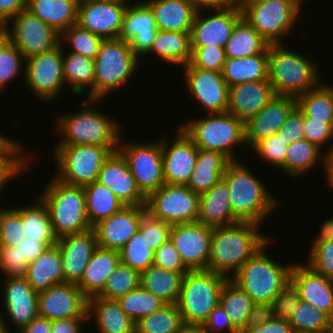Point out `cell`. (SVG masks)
Here are the masks:
<instances>
[{
  "label": "cell",
  "mask_w": 333,
  "mask_h": 333,
  "mask_svg": "<svg viewBox=\"0 0 333 333\" xmlns=\"http://www.w3.org/2000/svg\"><path fill=\"white\" fill-rule=\"evenodd\" d=\"M264 1L268 0H231V4L242 13L247 7Z\"/></svg>",
  "instance_id": "2a66077c"
},
{
  "label": "cell",
  "mask_w": 333,
  "mask_h": 333,
  "mask_svg": "<svg viewBox=\"0 0 333 333\" xmlns=\"http://www.w3.org/2000/svg\"><path fill=\"white\" fill-rule=\"evenodd\" d=\"M139 60L128 42L103 40L94 59V100L103 101L110 92L126 85L138 72Z\"/></svg>",
  "instance_id": "9c48e42d"
},
{
  "label": "cell",
  "mask_w": 333,
  "mask_h": 333,
  "mask_svg": "<svg viewBox=\"0 0 333 333\" xmlns=\"http://www.w3.org/2000/svg\"><path fill=\"white\" fill-rule=\"evenodd\" d=\"M247 167L240 160L231 161L222 179L229 188L233 215L240 222L261 225L278 207L279 200L268 191L266 183L263 184L252 169Z\"/></svg>",
  "instance_id": "277c9868"
},
{
  "label": "cell",
  "mask_w": 333,
  "mask_h": 333,
  "mask_svg": "<svg viewBox=\"0 0 333 333\" xmlns=\"http://www.w3.org/2000/svg\"><path fill=\"white\" fill-rule=\"evenodd\" d=\"M3 313H0V333H12L10 330H9V326L8 323L3 319V316L1 315Z\"/></svg>",
  "instance_id": "979ff035"
},
{
  "label": "cell",
  "mask_w": 333,
  "mask_h": 333,
  "mask_svg": "<svg viewBox=\"0 0 333 333\" xmlns=\"http://www.w3.org/2000/svg\"><path fill=\"white\" fill-rule=\"evenodd\" d=\"M191 120L181 123L180 127L199 149L217 151L230 161H238L239 156L234 155V149L237 145L247 147L243 120L228 111Z\"/></svg>",
  "instance_id": "52a82bcc"
},
{
  "label": "cell",
  "mask_w": 333,
  "mask_h": 333,
  "mask_svg": "<svg viewBox=\"0 0 333 333\" xmlns=\"http://www.w3.org/2000/svg\"><path fill=\"white\" fill-rule=\"evenodd\" d=\"M311 57L284 44H269L268 79L276 95L297 98L323 81L319 65Z\"/></svg>",
  "instance_id": "5b68a950"
},
{
  "label": "cell",
  "mask_w": 333,
  "mask_h": 333,
  "mask_svg": "<svg viewBox=\"0 0 333 333\" xmlns=\"http://www.w3.org/2000/svg\"><path fill=\"white\" fill-rule=\"evenodd\" d=\"M0 208V246H17L29 262L56 245L47 205L37 196L31 205Z\"/></svg>",
  "instance_id": "6da1fadb"
},
{
  "label": "cell",
  "mask_w": 333,
  "mask_h": 333,
  "mask_svg": "<svg viewBox=\"0 0 333 333\" xmlns=\"http://www.w3.org/2000/svg\"><path fill=\"white\" fill-rule=\"evenodd\" d=\"M52 156L57 168L56 179L72 186H86L98 180L104 161L118 147L97 145L53 146Z\"/></svg>",
  "instance_id": "8fae6325"
},
{
  "label": "cell",
  "mask_w": 333,
  "mask_h": 333,
  "mask_svg": "<svg viewBox=\"0 0 333 333\" xmlns=\"http://www.w3.org/2000/svg\"><path fill=\"white\" fill-rule=\"evenodd\" d=\"M327 159L328 155L323 153V149L304 138L288 145L285 162L279 171H282V174L290 175L293 179L301 178L321 162L324 173H326Z\"/></svg>",
  "instance_id": "74e56055"
},
{
  "label": "cell",
  "mask_w": 333,
  "mask_h": 333,
  "mask_svg": "<svg viewBox=\"0 0 333 333\" xmlns=\"http://www.w3.org/2000/svg\"><path fill=\"white\" fill-rule=\"evenodd\" d=\"M277 135L282 137L286 144L304 139V115L298 107L290 113L286 122L278 130Z\"/></svg>",
  "instance_id": "03108f58"
},
{
  "label": "cell",
  "mask_w": 333,
  "mask_h": 333,
  "mask_svg": "<svg viewBox=\"0 0 333 333\" xmlns=\"http://www.w3.org/2000/svg\"><path fill=\"white\" fill-rule=\"evenodd\" d=\"M4 28V35L25 59L50 51L60 44V33L27 9L19 12Z\"/></svg>",
  "instance_id": "2e32d148"
},
{
  "label": "cell",
  "mask_w": 333,
  "mask_h": 333,
  "mask_svg": "<svg viewBox=\"0 0 333 333\" xmlns=\"http://www.w3.org/2000/svg\"><path fill=\"white\" fill-rule=\"evenodd\" d=\"M197 221L212 228L240 222L232 213L229 188L223 179L200 194Z\"/></svg>",
  "instance_id": "4dcf8cb0"
},
{
  "label": "cell",
  "mask_w": 333,
  "mask_h": 333,
  "mask_svg": "<svg viewBox=\"0 0 333 333\" xmlns=\"http://www.w3.org/2000/svg\"><path fill=\"white\" fill-rule=\"evenodd\" d=\"M226 279V276L208 270L189 271L184 275L176 305L185 326H203L219 304Z\"/></svg>",
  "instance_id": "30bf717a"
},
{
  "label": "cell",
  "mask_w": 333,
  "mask_h": 333,
  "mask_svg": "<svg viewBox=\"0 0 333 333\" xmlns=\"http://www.w3.org/2000/svg\"><path fill=\"white\" fill-rule=\"evenodd\" d=\"M325 174L327 185L333 190V155L328 156Z\"/></svg>",
  "instance_id": "b9fcfbb0"
},
{
  "label": "cell",
  "mask_w": 333,
  "mask_h": 333,
  "mask_svg": "<svg viewBox=\"0 0 333 333\" xmlns=\"http://www.w3.org/2000/svg\"><path fill=\"white\" fill-rule=\"evenodd\" d=\"M274 239H270L231 277L252 299L259 304H272L290 282L293 263L284 266L267 254ZM275 260V261H274Z\"/></svg>",
  "instance_id": "8992f818"
},
{
  "label": "cell",
  "mask_w": 333,
  "mask_h": 333,
  "mask_svg": "<svg viewBox=\"0 0 333 333\" xmlns=\"http://www.w3.org/2000/svg\"><path fill=\"white\" fill-rule=\"evenodd\" d=\"M286 141L273 134L270 137L258 141L250 150L255 151L266 162L272 163L277 170L284 164L288 152Z\"/></svg>",
  "instance_id": "6f0895ef"
},
{
  "label": "cell",
  "mask_w": 333,
  "mask_h": 333,
  "mask_svg": "<svg viewBox=\"0 0 333 333\" xmlns=\"http://www.w3.org/2000/svg\"><path fill=\"white\" fill-rule=\"evenodd\" d=\"M290 282L300 299L326 313L333 320V280L316 272L306 262H294Z\"/></svg>",
  "instance_id": "4316f807"
},
{
  "label": "cell",
  "mask_w": 333,
  "mask_h": 333,
  "mask_svg": "<svg viewBox=\"0 0 333 333\" xmlns=\"http://www.w3.org/2000/svg\"><path fill=\"white\" fill-rule=\"evenodd\" d=\"M5 26L0 22V39L4 36Z\"/></svg>",
  "instance_id": "deb4b68c"
},
{
  "label": "cell",
  "mask_w": 333,
  "mask_h": 333,
  "mask_svg": "<svg viewBox=\"0 0 333 333\" xmlns=\"http://www.w3.org/2000/svg\"><path fill=\"white\" fill-rule=\"evenodd\" d=\"M24 149L21 142H17L14 138L5 136L0 141V192L6 183L28 170L30 155L25 154Z\"/></svg>",
  "instance_id": "7dc6e473"
},
{
  "label": "cell",
  "mask_w": 333,
  "mask_h": 333,
  "mask_svg": "<svg viewBox=\"0 0 333 333\" xmlns=\"http://www.w3.org/2000/svg\"><path fill=\"white\" fill-rule=\"evenodd\" d=\"M79 0H27L26 9L62 33L77 23Z\"/></svg>",
  "instance_id": "8d00e7d4"
},
{
  "label": "cell",
  "mask_w": 333,
  "mask_h": 333,
  "mask_svg": "<svg viewBox=\"0 0 333 333\" xmlns=\"http://www.w3.org/2000/svg\"><path fill=\"white\" fill-rule=\"evenodd\" d=\"M98 182L106 186L124 206H146L147 197L140 191L126 159L119 151L104 161Z\"/></svg>",
  "instance_id": "cb8c5ba5"
},
{
  "label": "cell",
  "mask_w": 333,
  "mask_h": 333,
  "mask_svg": "<svg viewBox=\"0 0 333 333\" xmlns=\"http://www.w3.org/2000/svg\"><path fill=\"white\" fill-rule=\"evenodd\" d=\"M293 328L288 320L273 318L270 322L254 329L250 333H293Z\"/></svg>",
  "instance_id": "8c879c8a"
},
{
  "label": "cell",
  "mask_w": 333,
  "mask_h": 333,
  "mask_svg": "<svg viewBox=\"0 0 333 333\" xmlns=\"http://www.w3.org/2000/svg\"><path fill=\"white\" fill-rule=\"evenodd\" d=\"M199 196L187 185L165 183L147 197V212L171 225L195 222L199 216Z\"/></svg>",
  "instance_id": "9a60e30c"
},
{
  "label": "cell",
  "mask_w": 333,
  "mask_h": 333,
  "mask_svg": "<svg viewBox=\"0 0 333 333\" xmlns=\"http://www.w3.org/2000/svg\"><path fill=\"white\" fill-rule=\"evenodd\" d=\"M230 162L220 152L198 148L194 171L186 185L199 195L208 191L222 180Z\"/></svg>",
  "instance_id": "d590c367"
},
{
  "label": "cell",
  "mask_w": 333,
  "mask_h": 333,
  "mask_svg": "<svg viewBox=\"0 0 333 333\" xmlns=\"http://www.w3.org/2000/svg\"><path fill=\"white\" fill-rule=\"evenodd\" d=\"M25 278L37 293L46 291L54 284L65 282L62 258L57 244L49 247L29 263Z\"/></svg>",
  "instance_id": "e575fe53"
},
{
  "label": "cell",
  "mask_w": 333,
  "mask_h": 333,
  "mask_svg": "<svg viewBox=\"0 0 333 333\" xmlns=\"http://www.w3.org/2000/svg\"><path fill=\"white\" fill-rule=\"evenodd\" d=\"M179 333H207L202 327L185 326Z\"/></svg>",
  "instance_id": "09005b40"
},
{
  "label": "cell",
  "mask_w": 333,
  "mask_h": 333,
  "mask_svg": "<svg viewBox=\"0 0 333 333\" xmlns=\"http://www.w3.org/2000/svg\"><path fill=\"white\" fill-rule=\"evenodd\" d=\"M27 0H0V22L5 26L19 12L26 9Z\"/></svg>",
  "instance_id": "2644e50d"
},
{
  "label": "cell",
  "mask_w": 333,
  "mask_h": 333,
  "mask_svg": "<svg viewBox=\"0 0 333 333\" xmlns=\"http://www.w3.org/2000/svg\"><path fill=\"white\" fill-rule=\"evenodd\" d=\"M289 323L297 332L330 333L333 329V320L326 313L302 300Z\"/></svg>",
  "instance_id": "681fc988"
},
{
  "label": "cell",
  "mask_w": 333,
  "mask_h": 333,
  "mask_svg": "<svg viewBox=\"0 0 333 333\" xmlns=\"http://www.w3.org/2000/svg\"><path fill=\"white\" fill-rule=\"evenodd\" d=\"M306 263L316 272L333 280V239L312 243Z\"/></svg>",
  "instance_id": "680465c9"
},
{
  "label": "cell",
  "mask_w": 333,
  "mask_h": 333,
  "mask_svg": "<svg viewBox=\"0 0 333 333\" xmlns=\"http://www.w3.org/2000/svg\"><path fill=\"white\" fill-rule=\"evenodd\" d=\"M188 94L206 110L205 114L228 111L229 86L222 72L197 67H182Z\"/></svg>",
  "instance_id": "d6986e66"
},
{
  "label": "cell",
  "mask_w": 333,
  "mask_h": 333,
  "mask_svg": "<svg viewBox=\"0 0 333 333\" xmlns=\"http://www.w3.org/2000/svg\"><path fill=\"white\" fill-rule=\"evenodd\" d=\"M146 206H124L119 212L100 221L93 229L98 246L120 251L138 231Z\"/></svg>",
  "instance_id": "484cf974"
},
{
  "label": "cell",
  "mask_w": 333,
  "mask_h": 333,
  "mask_svg": "<svg viewBox=\"0 0 333 333\" xmlns=\"http://www.w3.org/2000/svg\"><path fill=\"white\" fill-rule=\"evenodd\" d=\"M103 39L87 29L74 24L60 34V43L67 42L68 51L95 59Z\"/></svg>",
  "instance_id": "db71d44e"
},
{
  "label": "cell",
  "mask_w": 333,
  "mask_h": 333,
  "mask_svg": "<svg viewBox=\"0 0 333 333\" xmlns=\"http://www.w3.org/2000/svg\"><path fill=\"white\" fill-rule=\"evenodd\" d=\"M170 240L190 270H207L211 253L212 227L198 221L172 225Z\"/></svg>",
  "instance_id": "ac0fdd59"
},
{
  "label": "cell",
  "mask_w": 333,
  "mask_h": 333,
  "mask_svg": "<svg viewBox=\"0 0 333 333\" xmlns=\"http://www.w3.org/2000/svg\"><path fill=\"white\" fill-rule=\"evenodd\" d=\"M17 333H51V320L37 316Z\"/></svg>",
  "instance_id": "753ad0ef"
},
{
  "label": "cell",
  "mask_w": 333,
  "mask_h": 333,
  "mask_svg": "<svg viewBox=\"0 0 333 333\" xmlns=\"http://www.w3.org/2000/svg\"><path fill=\"white\" fill-rule=\"evenodd\" d=\"M197 10L203 9L209 12L210 9H219L231 4V0H186Z\"/></svg>",
  "instance_id": "34e18365"
},
{
  "label": "cell",
  "mask_w": 333,
  "mask_h": 333,
  "mask_svg": "<svg viewBox=\"0 0 333 333\" xmlns=\"http://www.w3.org/2000/svg\"><path fill=\"white\" fill-rule=\"evenodd\" d=\"M88 317H74L67 319H57L51 321V333H82V325L88 322ZM83 326V327H82Z\"/></svg>",
  "instance_id": "89a4df30"
},
{
  "label": "cell",
  "mask_w": 333,
  "mask_h": 333,
  "mask_svg": "<svg viewBox=\"0 0 333 333\" xmlns=\"http://www.w3.org/2000/svg\"><path fill=\"white\" fill-rule=\"evenodd\" d=\"M296 107V98L275 94L261 111L245 122L247 148L251 149L258 141L277 134Z\"/></svg>",
  "instance_id": "83f0119b"
},
{
  "label": "cell",
  "mask_w": 333,
  "mask_h": 333,
  "mask_svg": "<svg viewBox=\"0 0 333 333\" xmlns=\"http://www.w3.org/2000/svg\"><path fill=\"white\" fill-rule=\"evenodd\" d=\"M56 244L62 258L65 282L77 284L98 247L95 230L92 228L83 233L62 236Z\"/></svg>",
  "instance_id": "f1b7e54d"
},
{
  "label": "cell",
  "mask_w": 333,
  "mask_h": 333,
  "mask_svg": "<svg viewBox=\"0 0 333 333\" xmlns=\"http://www.w3.org/2000/svg\"><path fill=\"white\" fill-rule=\"evenodd\" d=\"M319 229L320 232L312 243L333 239V217L327 218V220L323 221Z\"/></svg>",
  "instance_id": "11e5206c"
},
{
  "label": "cell",
  "mask_w": 333,
  "mask_h": 333,
  "mask_svg": "<svg viewBox=\"0 0 333 333\" xmlns=\"http://www.w3.org/2000/svg\"><path fill=\"white\" fill-rule=\"evenodd\" d=\"M121 263L142 273L153 265L155 251L145 241L144 235L137 231L119 251Z\"/></svg>",
  "instance_id": "816d5d0a"
},
{
  "label": "cell",
  "mask_w": 333,
  "mask_h": 333,
  "mask_svg": "<svg viewBox=\"0 0 333 333\" xmlns=\"http://www.w3.org/2000/svg\"><path fill=\"white\" fill-rule=\"evenodd\" d=\"M275 96L269 79L229 87L228 112L246 122Z\"/></svg>",
  "instance_id": "f546056e"
},
{
  "label": "cell",
  "mask_w": 333,
  "mask_h": 333,
  "mask_svg": "<svg viewBox=\"0 0 333 333\" xmlns=\"http://www.w3.org/2000/svg\"><path fill=\"white\" fill-rule=\"evenodd\" d=\"M304 138L321 149L330 142V148L328 147V151L326 148L325 153L333 155V127L325 123V120H312L304 116Z\"/></svg>",
  "instance_id": "94428289"
},
{
  "label": "cell",
  "mask_w": 333,
  "mask_h": 333,
  "mask_svg": "<svg viewBox=\"0 0 333 333\" xmlns=\"http://www.w3.org/2000/svg\"><path fill=\"white\" fill-rule=\"evenodd\" d=\"M222 75L229 87L268 79V48L245 58H227Z\"/></svg>",
  "instance_id": "ab89813d"
},
{
  "label": "cell",
  "mask_w": 333,
  "mask_h": 333,
  "mask_svg": "<svg viewBox=\"0 0 333 333\" xmlns=\"http://www.w3.org/2000/svg\"><path fill=\"white\" fill-rule=\"evenodd\" d=\"M300 300L298 290L289 282L273 300L272 306L275 318L289 321Z\"/></svg>",
  "instance_id": "e7e4bbea"
},
{
  "label": "cell",
  "mask_w": 333,
  "mask_h": 333,
  "mask_svg": "<svg viewBox=\"0 0 333 333\" xmlns=\"http://www.w3.org/2000/svg\"><path fill=\"white\" fill-rule=\"evenodd\" d=\"M184 275L168 271L154 264L140 273V286L166 304H176L180 295Z\"/></svg>",
  "instance_id": "b9f144b4"
},
{
  "label": "cell",
  "mask_w": 333,
  "mask_h": 333,
  "mask_svg": "<svg viewBox=\"0 0 333 333\" xmlns=\"http://www.w3.org/2000/svg\"><path fill=\"white\" fill-rule=\"evenodd\" d=\"M120 136L118 151L126 159L140 191L148 197L165 184L161 140L142 143L123 141Z\"/></svg>",
  "instance_id": "5bb4252c"
},
{
  "label": "cell",
  "mask_w": 333,
  "mask_h": 333,
  "mask_svg": "<svg viewBox=\"0 0 333 333\" xmlns=\"http://www.w3.org/2000/svg\"><path fill=\"white\" fill-rule=\"evenodd\" d=\"M129 1L79 0L77 23L105 39H118Z\"/></svg>",
  "instance_id": "e0dca14e"
},
{
  "label": "cell",
  "mask_w": 333,
  "mask_h": 333,
  "mask_svg": "<svg viewBox=\"0 0 333 333\" xmlns=\"http://www.w3.org/2000/svg\"><path fill=\"white\" fill-rule=\"evenodd\" d=\"M136 3L126 7L119 39L128 42L141 59L150 50L158 29L151 7L145 1Z\"/></svg>",
  "instance_id": "d4e9b609"
},
{
  "label": "cell",
  "mask_w": 333,
  "mask_h": 333,
  "mask_svg": "<svg viewBox=\"0 0 333 333\" xmlns=\"http://www.w3.org/2000/svg\"><path fill=\"white\" fill-rule=\"evenodd\" d=\"M156 54L172 65L186 66L191 59L190 32L158 30L150 50L145 56Z\"/></svg>",
  "instance_id": "f35d334b"
},
{
  "label": "cell",
  "mask_w": 333,
  "mask_h": 333,
  "mask_svg": "<svg viewBox=\"0 0 333 333\" xmlns=\"http://www.w3.org/2000/svg\"><path fill=\"white\" fill-rule=\"evenodd\" d=\"M293 333H307V332H297V331H294Z\"/></svg>",
  "instance_id": "b62a3aed"
},
{
  "label": "cell",
  "mask_w": 333,
  "mask_h": 333,
  "mask_svg": "<svg viewBox=\"0 0 333 333\" xmlns=\"http://www.w3.org/2000/svg\"><path fill=\"white\" fill-rule=\"evenodd\" d=\"M202 328L207 333H220L223 330L227 333H240L232 324L225 309L218 304L209 314L208 319Z\"/></svg>",
  "instance_id": "003e7915"
},
{
  "label": "cell",
  "mask_w": 333,
  "mask_h": 333,
  "mask_svg": "<svg viewBox=\"0 0 333 333\" xmlns=\"http://www.w3.org/2000/svg\"><path fill=\"white\" fill-rule=\"evenodd\" d=\"M219 304L225 309L233 326L240 332L255 303L237 283L227 278L220 293Z\"/></svg>",
  "instance_id": "bcb514c9"
},
{
  "label": "cell",
  "mask_w": 333,
  "mask_h": 333,
  "mask_svg": "<svg viewBox=\"0 0 333 333\" xmlns=\"http://www.w3.org/2000/svg\"><path fill=\"white\" fill-rule=\"evenodd\" d=\"M152 9L158 30L191 32L197 9L186 0H144Z\"/></svg>",
  "instance_id": "836d02e7"
},
{
  "label": "cell",
  "mask_w": 333,
  "mask_h": 333,
  "mask_svg": "<svg viewBox=\"0 0 333 333\" xmlns=\"http://www.w3.org/2000/svg\"><path fill=\"white\" fill-rule=\"evenodd\" d=\"M88 321L95 320L98 333H135V322L115 299L94 296L88 299Z\"/></svg>",
  "instance_id": "d6a6232c"
},
{
  "label": "cell",
  "mask_w": 333,
  "mask_h": 333,
  "mask_svg": "<svg viewBox=\"0 0 333 333\" xmlns=\"http://www.w3.org/2000/svg\"><path fill=\"white\" fill-rule=\"evenodd\" d=\"M153 264L168 271L185 275L190 270L185 266L180 254L169 239L164 242L154 254Z\"/></svg>",
  "instance_id": "be15d7a7"
},
{
  "label": "cell",
  "mask_w": 333,
  "mask_h": 333,
  "mask_svg": "<svg viewBox=\"0 0 333 333\" xmlns=\"http://www.w3.org/2000/svg\"><path fill=\"white\" fill-rule=\"evenodd\" d=\"M120 263L119 251L98 246L76 285L88 299L98 296L103 291L108 276Z\"/></svg>",
  "instance_id": "1f68e13d"
},
{
  "label": "cell",
  "mask_w": 333,
  "mask_h": 333,
  "mask_svg": "<svg viewBox=\"0 0 333 333\" xmlns=\"http://www.w3.org/2000/svg\"><path fill=\"white\" fill-rule=\"evenodd\" d=\"M17 246H0V270L2 277H25L29 265Z\"/></svg>",
  "instance_id": "6125c7cd"
},
{
  "label": "cell",
  "mask_w": 333,
  "mask_h": 333,
  "mask_svg": "<svg viewBox=\"0 0 333 333\" xmlns=\"http://www.w3.org/2000/svg\"><path fill=\"white\" fill-rule=\"evenodd\" d=\"M5 137V135H3V133H1L0 131V141Z\"/></svg>",
  "instance_id": "67dfc351"
},
{
  "label": "cell",
  "mask_w": 333,
  "mask_h": 333,
  "mask_svg": "<svg viewBox=\"0 0 333 333\" xmlns=\"http://www.w3.org/2000/svg\"><path fill=\"white\" fill-rule=\"evenodd\" d=\"M88 298L74 283L54 284L38 293V316L49 320L88 317Z\"/></svg>",
  "instance_id": "7402d4cb"
},
{
  "label": "cell",
  "mask_w": 333,
  "mask_h": 333,
  "mask_svg": "<svg viewBox=\"0 0 333 333\" xmlns=\"http://www.w3.org/2000/svg\"><path fill=\"white\" fill-rule=\"evenodd\" d=\"M0 288L1 303L5 311L3 319H8L18 332L38 316V293L29 285L25 277H3ZM7 317V318H4Z\"/></svg>",
  "instance_id": "44dd1931"
},
{
  "label": "cell",
  "mask_w": 333,
  "mask_h": 333,
  "mask_svg": "<svg viewBox=\"0 0 333 333\" xmlns=\"http://www.w3.org/2000/svg\"><path fill=\"white\" fill-rule=\"evenodd\" d=\"M274 317L275 315L272 304L256 303L253 305L244 328L240 331V333H250L259 326L270 322Z\"/></svg>",
  "instance_id": "a7ac6f4b"
},
{
  "label": "cell",
  "mask_w": 333,
  "mask_h": 333,
  "mask_svg": "<svg viewBox=\"0 0 333 333\" xmlns=\"http://www.w3.org/2000/svg\"><path fill=\"white\" fill-rule=\"evenodd\" d=\"M84 192L87 218L92 228L124 207L120 200L98 181L84 186Z\"/></svg>",
  "instance_id": "ee69618b"
},
{
  "label": "cell",
  "mask_w": 333,
  "mask_h": 333,
  "mask_svg": "<svg viewBox=\"0 0 333 333\" xmlns=\"http://www.w3.org/2000/svg\"><path fill=\"white\" fill-rule=\"evenodd\" d=\"M298 109L312 120H325L333 127V86L320 82L296 98Z\"/></svg>",
  "instance_id": "f6af8a7d"
},
{
  "label": "cell",
  "mask_w": 333,
  "mask_h": 333,
  "mask_svg": "<svg viewBox=\"0 0 333 333\" xmlns=\"http://www.w3.org/2000/svg\"><path fill=\"white\" fill-rule=\"evenodd\" d=\"M303 0H268L247 7L242 17L269 43L283 44L297 23ZM301 12V13H300ZM300 15V16H299ZM291 31V32H290Z\"/></svg>",
  "instance_id": "7c38bea8"
},
{
  "label": "cell",
  "mask_w": 333,
  "mask_h": 333,
  "mask_svg": "<svg viewBox=\"0 0 333 333\" xmlns=\"http://www.w3.org/2000/svg\"><path fill=\"white\" fill-rule=\"evenodd\" d=\"M59 44L54 49L33 55L25 60L22 76L35 98L50 103L62 94L66 83L63 76V49Z\"/></svg>",
  "instance_id": "4fadbf2b"
},
{
  "label": "cell",
  "mask_w": 333,
  "mask_h": 333,
  "mask_svg": "<svg viewBox=\"0 0 333 333\" xmlns=\"http://www.w3.org/2000/svg\"><path fill=\"white\" fill-rule=\"evenodd\" d=\"M176 131L172 144L167 138L161 139L164 182L186 185L194 171L198 147L180 126Z\"/></svg>",
  "instance_id": "603a6c76"
},
{
  "label": "cell",
  "mask_w": 333,
  "mask_h": 333,
  "mask_svg": "<svg viewBox=\"0 0 333 333\" xmlns=\"http://www.w3.org/2000/svg\"><path fill=\"white\" fill-rule=\"evenodd\" d=\"M139 286L140 273L120 263L115 271L108 276L105 287L98 296L117 300Z\"/></svg>",
  "instance_id": "f5cc1de1"
},
{
  "label": "cell",
  "mask_w": 333,
  "mask_h": 333,
  "mask_svg": "<svg viewBox=\"0 0 333 333\" xmlns=\"http://www.w3.org/2000/svg\"><path fill=\"white\" fill-rule=\"evenodd\" d=\"M210 11L209 15L204 14L203 9L197 11L190 32L191 46L224 48L236 23L242 18V13L232 4Z\"/></svg>",
  "instance_id": "ffe728a7"
},
{
  "label": "cell",
  "mask_w": 333,
  "mask_h": 333,
  "mask_svg": "<svg viewBox=\"0 0 333 333\" xmlns=\"http://www.w3.org/2000/svg\"><path fill=\"white\" fill-rule=\"evenodd\" d=\"M259 224L238 222L212 228L208 271L231 278L271 238L262 234Z\"/></svg>",
  "instance_id": "7a4b0ae2"
},
{
  "label": "cell",
  "mask_w": 333,
  "mask_h": 333,
  "mask_svg": "<svg viewBox=\"0 0 333 333\" xmlns=\"http://www.w3.org/2000/svg\"><path fill=\"white\" fill-rule=\"evenodd\" d=\"M269 43L242 17L224 47L226 58H245L263 53Z\"/></svg>",
  "instance_id": "7bdbcfd3"
},
{
  "label": "cell",
  "mask_w": 333,
  "mask_h": 333,
  "mask_svg": "<svg viewBox=\"0 0 333 333\" xmlns=\"http://www.w3.org/2000/svg\"><path fill=\"white\" fill-rule=\"evenodd\" d=\"M225 49L219 46H191L190 62L183 67H197L222 72L226 62Z\"/></svg>",
  "instance_id": "9f6ffc18"
},
{
  "label": "cell",
  "mask_w": 333,
  "mask_h": 333,
  "mask_svg": "<svg viewBox=\"0 0 333 333\" xmlns=\"http://www.w3.org/2000/svg\"><path fill=\"white\" fill-rule=\"evenodd\" d=\"M101 100L87 99L79 103L81 109L75 113H63L56 118L55 131L61 134L55 146L97 145L118 147L121 125L118 120L110 118L97 106ZM95 107V108H94ZM63 135V136H62Z\"/></svg>",
  "instance_id": "3957f363"
},
{
  "label": "cell",
  "mask_w": 333,
  "mask_h": 333,
  "mask_svg": "<svg viewBox=\"0 0 333 333\" xmlns=\"http://www.w3.org/2000/svg\"><path fill=\"white\" fill-rule=\"evenodd\" d=\"M185 324L176 304H165L135 323V333H179Z\"/></svg>",
  "instance_id": "c3c4849f"
},
{
  "label": "cell",
  "mask_w": 333,
  "mask_h": 333,
  "mask_svg": "<svg viewBox=\"0 0 333 333\" xmlns=\"http://www.w3.org/2000/svg\"><path fill=\"white\" fill-rule=\"evenodd\" d=\"M63 52V76L71 92L80 96L87 93V99H94V59L73 52ZM86 87L88 92L86 91Z\"/></svg>",
  "instance_id": "60d3db41"
},
{
  "label": "cell",
  "mask_w": 333,
  "mask_h": 333,
  "mask_svg": "<svg viewBox=\"0 0 333 333\" xmlns=\"http://www.w3.org/2000/svg\"><path fill=\"white\" fill-rule=\"evenodd\" d=\"M25 60L17 47L4 35L0 39V91L22 74Z\"/></svg>",
  "instance_id": "11a10c76"
},
{
  "label": "cell",
  "mask_w": 333,
  "mask_h": 333,
  "mask_svg": "<svg viewBox=\"0 0 333 333\" xmlns=\"http://www.w3.org/2000/svg\"><path fill=\"white\" fill-rule=\"evenodd\" d=\"M172 225L152 217L148 212L143 216L138 231L144 235L149 247L156 251L170 239Z\"/></svg>",
  "instance_id": "91938a15"
},
{
  "label": "cell",
  "mask_w": 333,
  "mask_h": 333,
  "mask_svg": "<svg viewBox=\"0 0 333 333\" xmlns=\"http://www.w3.org/2000/svg\"><path fill=\"white\" fill-rule=\"evenodd\" d=\"M117 301L124 313L135 323L166 304L159 297L141 286L118 298Z\"/></svg>",
  "instance_id": "f907efd6"
},
{
  "label": "cell",
  "mask_w": 333,
  "mask_h": 333,
  "mask_svg": "<svg viewBox=\"0 0 333 333\" xmlns=\"http://www.w3.org/2000/svg\"><path fill=\"white\" fill-rule=\"evenodd\" d=\"M47 182L39 197L48 207L57 238L92 229L87 218L84 187L62 183L54 176Z\"/></svg>",
  "instance_id": "ba28073f"
}]
</instances>
